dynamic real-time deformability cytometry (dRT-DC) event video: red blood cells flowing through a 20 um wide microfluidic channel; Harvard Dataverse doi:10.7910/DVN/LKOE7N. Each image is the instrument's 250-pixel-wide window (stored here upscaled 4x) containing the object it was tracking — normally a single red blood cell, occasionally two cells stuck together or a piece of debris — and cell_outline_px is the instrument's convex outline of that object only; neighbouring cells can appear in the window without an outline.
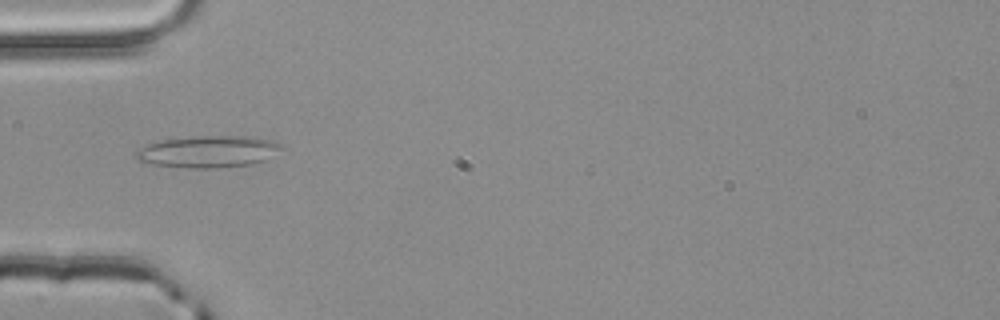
{"species": "common noctule bat (a hibernating species)", "species_latin": "Nyctalus noctula", "temperature_condition": "room temperature", "stored_images_in_passage": 3, "camera_frame_rate_fps": 3000, "um_per_image_px": 0.085, "animal": {"sex": "male", "body_mass_g": 20.4}, "frame": {"image": 1, "passage_image": 2, "time_ms": 0.333, "image_size_px": [1000, 320], "cell_outline_px": [[284, 144], [268, 160], [252, 164], [216, 168], [188, 168], [152, 164], [136, 160], [136, 152], [140, 148], [148, 144], [160, 140], [196, 136], [248, 136], [272, 140]], "centroid_in_image_um": [17.72, 12.89], "position_along_channel_um": 67.3, "area_um2": 27.05}}
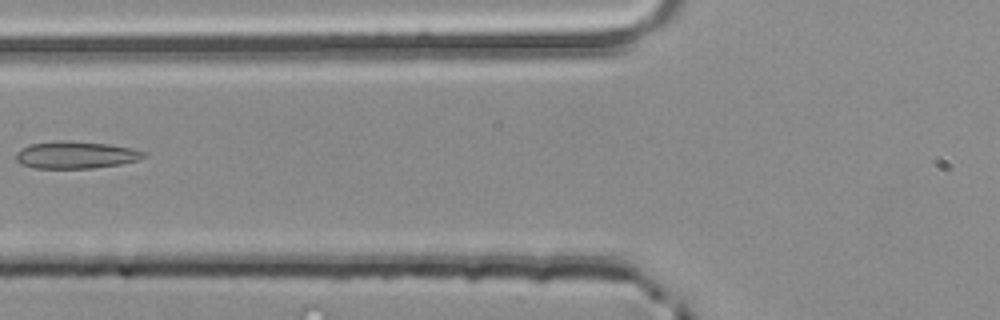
{"frame": {"image": 2, "passage_image": 3, "time_ms": 0.667, "image_size_px": [1000, 320], "cell_outline_px": [[148, 156], [140, 160], [120, 164], [92, 168], [32, 168], [20, 164], [16, 160], [16, 152], [32, 144], [108, 144], [132, 148], [148, 152]], "centroid_in_image_um": [6.54, 13.24], "position_along_channel_um": 119.3, "area_um2": 19.19}}